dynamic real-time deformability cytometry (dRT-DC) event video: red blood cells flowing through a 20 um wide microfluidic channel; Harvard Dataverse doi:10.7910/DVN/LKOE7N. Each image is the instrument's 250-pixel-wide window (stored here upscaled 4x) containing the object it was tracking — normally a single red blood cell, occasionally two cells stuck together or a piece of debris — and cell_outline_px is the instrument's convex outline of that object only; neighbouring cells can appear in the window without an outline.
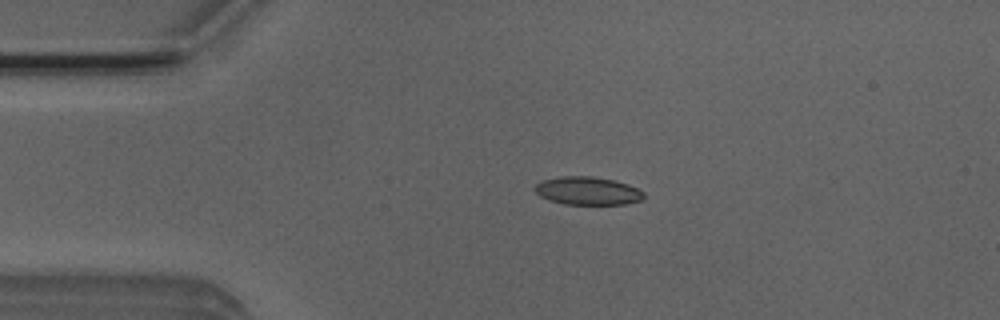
{"species": "Egyptian fruit bat (a non-hibernating species)", "species_latin": "Rousettus aegyptiacus", "temperature_condition": "room temperature", "stored_images_in_passage": 4, "camera_frame_rate_fps": 3000, "um_per_image_px": 0.085, "animal": {"sex": "male"}, "frame": {"image": 1, "passage_image": 3, "time_ms": 0.667, "image_size_px": [1000, 320], "cell_outline_px": [[644, 196], [640, 200], [624, 204], [564, 204], [548, 200], [540, 196], [532, 188], [540, 180], [560, 176], [592, 176], [612, 180], [628, 184], [644, 192]], "centroid_in_image_um": [49.89, 16.21], "position_along_channel_um": 35.1, "area_um2": 17.86}}